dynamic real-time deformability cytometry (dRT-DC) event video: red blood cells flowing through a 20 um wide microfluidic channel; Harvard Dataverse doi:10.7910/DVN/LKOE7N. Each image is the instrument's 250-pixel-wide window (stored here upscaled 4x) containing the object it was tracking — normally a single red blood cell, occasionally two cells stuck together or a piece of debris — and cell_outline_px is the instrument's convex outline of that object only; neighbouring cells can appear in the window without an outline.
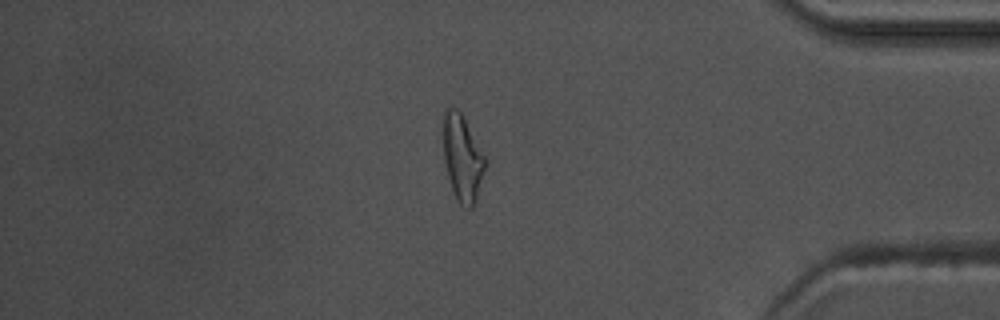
{"species": "common noctule bat (a hibernating species)", "species_latin": "Nyctalus noctula", "temperature_condition": "warm", "stored_images_in_passage": 55, "camera_frame_rate_fps": 3000, "um_per_image_px": 0.085, "animal": {"sex": "male", "body_mass_g": 17.5, "forearm_length_mm": 52.3}, "frame": {"image": 1, "passage_image": 47, "time_ms": 15.333, "image_size_px": [1000, 320], "cell_outline_px": [[488, 164], [476, 200], [472, 208], [468, 208], [460, 204], [456, 200], [448, 176], [444, 160], [444, 108], [456, 108], [460, 112], [488, 160]], "centroid_in_image_um": [39.35, 13.47], "position_along_channel_um": 395.9, "area_um2": 21.1}, "authors_computed_cell_mechanics": {"area_um2": 19.363, "velocity_mm_per_s": 3.6926, "shape_relaxation_time_tau1_ms": 5.4361, "shape_relaxation_time_tau2_ms": 2.647, "deformation_change_tau1": 0.2311, "deformation_change_tau2": 0.1147}}